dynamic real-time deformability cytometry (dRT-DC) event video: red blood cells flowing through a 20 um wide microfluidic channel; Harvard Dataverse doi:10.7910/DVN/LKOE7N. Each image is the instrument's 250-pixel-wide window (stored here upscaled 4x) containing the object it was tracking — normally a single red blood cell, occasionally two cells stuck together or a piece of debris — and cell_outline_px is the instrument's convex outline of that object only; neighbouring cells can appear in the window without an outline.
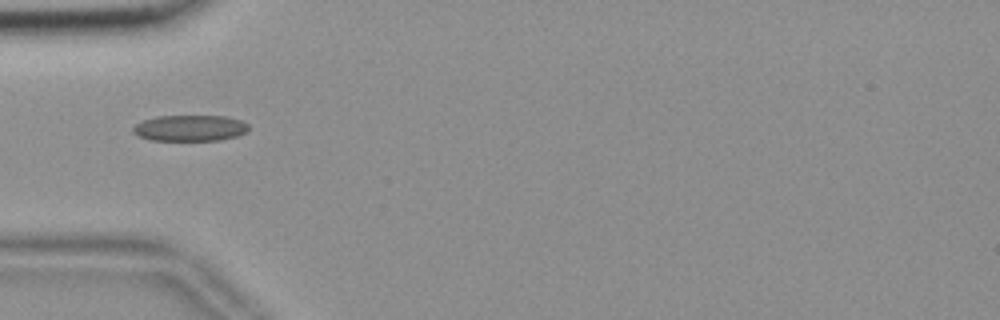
{"species": "common noctule bat (a hibernating species)", "species_latin": "Nyctalus noctula", "temperature_condition": "room temperature", "stored_images_in_passage": 38, "camera_frame_rate_fps": 3000, "um_per_image_px": 0.085, "animal": {"sex": "female", "body_mass_g": 18.4}, "frame": {"image": 1, "passage_image": 1, "time_ms": 0.0, "image_size_px": [1000, 320], "cell_outline_px": [[248, 132], [236, 136], [220, 140], [152, 140], [140, 136], [132, 132], [132, 128], [136, 124], [144, 120], [156, 116], [224, 116], [240, 120], [248, 124]], "centroid_in_image_um": [16.16, 10.88], "position_along_channel_um": 68.8, "area_um2": 17.46}}
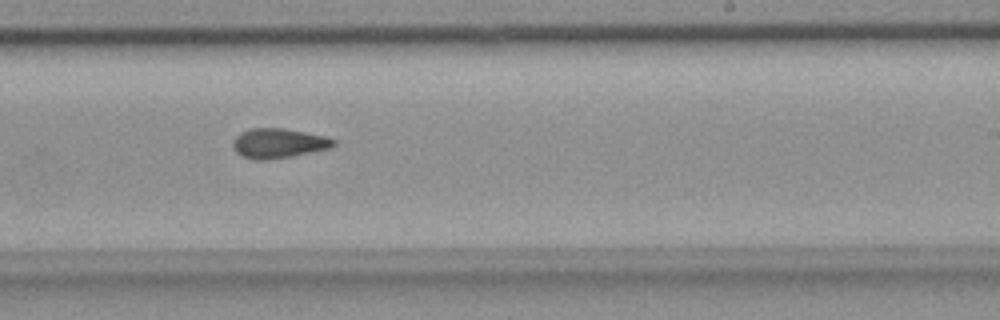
{"frame": {"image": 2, "passage_image": 17, "time_ms": 5.333, "image_size_px": [1000, 320], "cell_outline_px": [[336, 144], [332, 148], [292, 156], [268, 160], [252, 160], [240, 156], [232, 148], [232, 140], [240, 132], [252, 128], [284, 128], [324, 136], [336, 140]], "centroid_in_image_um": [23.64, 12.19], "position_along_channel_um": 265.4, "area_um2": 17.69}}
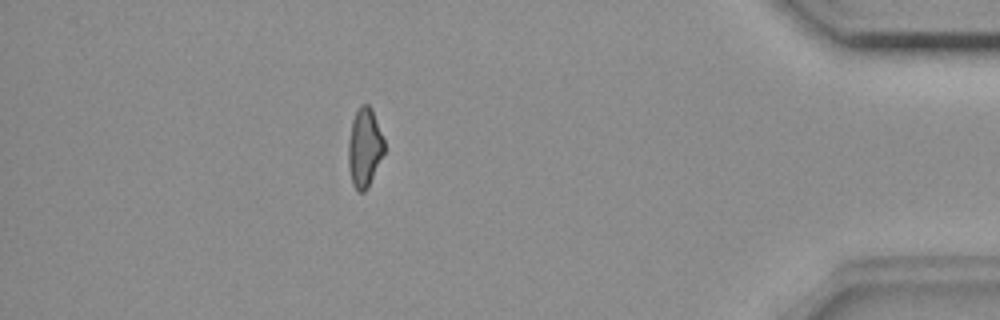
{"frame": {"image": 3, "passage_image": 32, "time_ms": 10.333, "image_size_px": [1000, 320], "cell_outline_px": [[384, 152], [364, 192], [356, 192], [352, 184], [348, 164], [348, 140], [352, 120], [360, 104], [368, 104], [372, 108], [384, 140]], "centroid_in_image_um": [30.96, 12.51], "position_along_channel_um": 404.2, "area_um2": 16.36}, "authors_computed_cell_mechanics": {"area_um2": 16.9643, "velocity_mm_per_s": 3.6913, "shape_relaxation_time_tau1_ms": null, "shape_relaxation_time_tau2_ms": 3.9973, "deformation_change_tau1": null, "deformation_change_tau2": 0.0901}}